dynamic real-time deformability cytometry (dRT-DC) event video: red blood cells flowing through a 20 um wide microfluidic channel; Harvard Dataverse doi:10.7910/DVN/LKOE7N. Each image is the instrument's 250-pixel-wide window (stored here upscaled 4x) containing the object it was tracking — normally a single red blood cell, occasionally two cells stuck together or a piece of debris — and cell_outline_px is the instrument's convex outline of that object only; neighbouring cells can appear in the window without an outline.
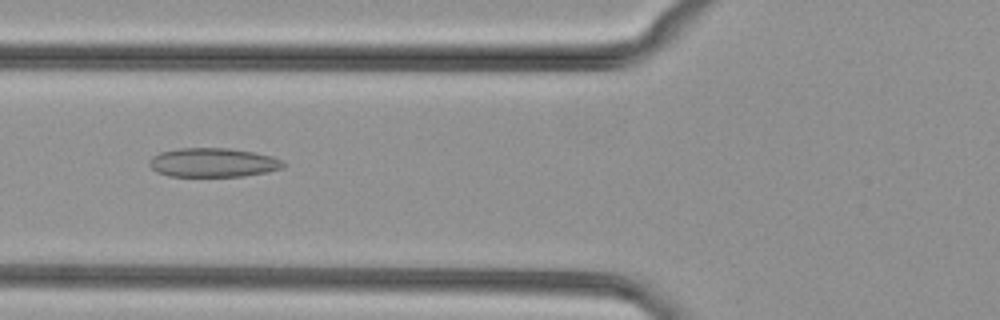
{"species": "common noctule bat (a hibernating species)", "species_latin": "Nyctalus noctula", "temperature_condition": "cold", "stored_images_in_passage": 27, "camera_frame_rate_fps": 3000, "um_per_image_px": 0.085, "animal": {"sex": "female", "body_mass_g": 29.2, "forearm_length_mm": 56.3}, "frame": {"image": 1, "passage_image": 19, "time_ms": 6.0, "image_size_px": [1000, 320], "cell_outline_px": [[284, 168], [268, 172], [244, 176], [168, 176], [156, 172], [148, 164], [148, 160], [152, 156], [160, 152], [180, 148], [228, 148], [252, 152], [272, 156], [284, 160]], "centroid_in_image_um": [18.11, 13.82], "position_along_channel_um": 107.7, "area_um2": 22.83}}
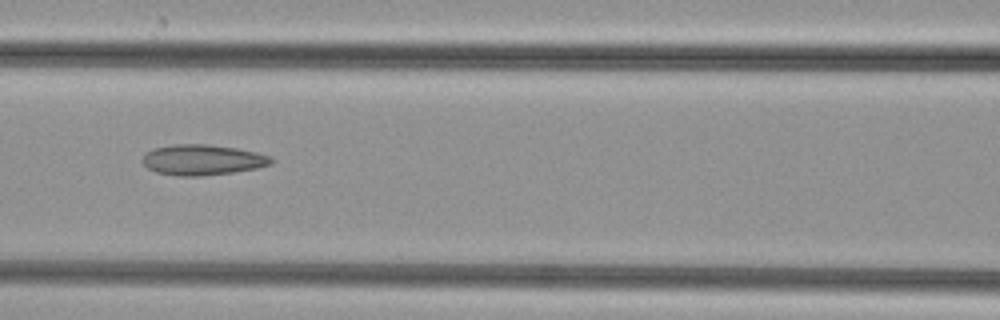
{"frame": {"image": 2, "passage_image": 22, "time_ms": 7.0, "image_size_px": [1000, 320], "cell_outline_px": [[276, 160], [272, 164], [256, 168], [232, 172], [200, 176], [176, 176], [156, 172], [148, 168], [140, 160], [152, 148], [176, 144], [208, 144], [236, 148], [256, 152], [268, 156]], "centroid_in_image_um": [17.2, 13.59], "position_along_channel_um": 149.4, "area_um2": 22.89}}
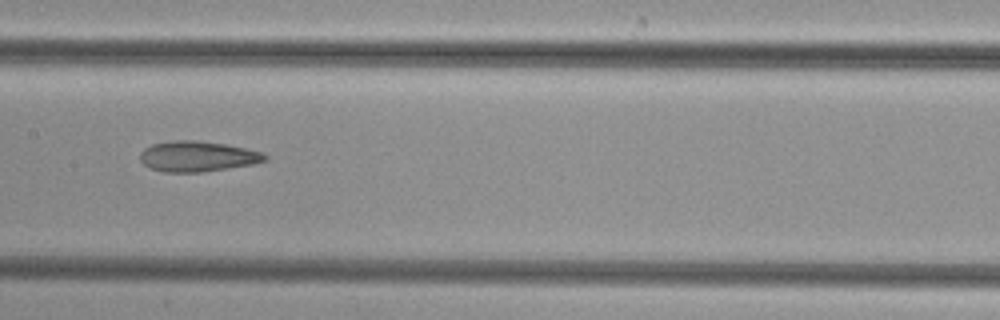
{"frame": {"image": 3, "passage_image": 25, "time_ms": 8.0, "image_size_px": [1000, 320], "cell_outline_px": [[268, 160], [252, 164], [228, 168], [200, 172], [164, 172], [152, 168], [144, 164], [140, 160], [140, 152], [144, 148], [152, 144], [176, 140], [196, 140], [228, 144], [264, 152], [268, 156]], "centroid_in_image_um": [16.82, 13.28], "position_along_channel_um": 190.6, "area_um2": 22.25}}